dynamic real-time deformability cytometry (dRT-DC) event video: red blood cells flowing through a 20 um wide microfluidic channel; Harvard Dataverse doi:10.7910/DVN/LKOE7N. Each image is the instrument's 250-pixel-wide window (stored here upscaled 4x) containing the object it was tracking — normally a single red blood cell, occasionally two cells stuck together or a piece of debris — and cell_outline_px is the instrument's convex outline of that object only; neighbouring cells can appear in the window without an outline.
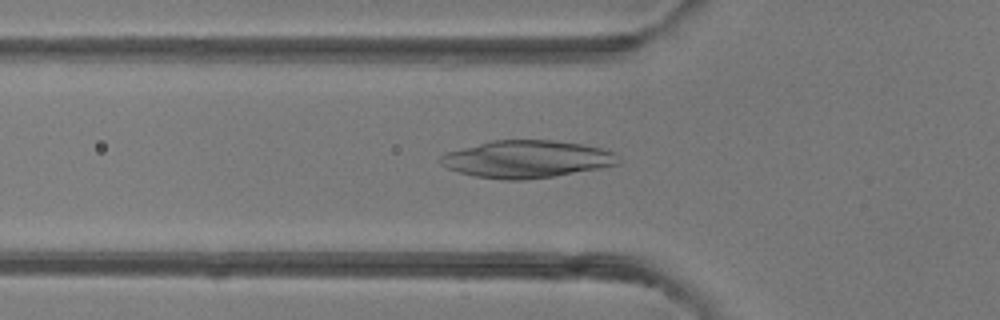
{"species": "common noctule bat (a hibernating species)", "species_latin": "Nyctalus noctula", "temperature_condition": "room temperature", "stored_images_in_passage": 47, "camera_frame_rate_fps": 3000, "um_per_image_px": 0.085, "animal": {"sex": "female"}, "frame": {"image": 1, "passage_image": 17, "time_ms": 5.333, "image_size_px": [1000, 320], "cell_outline_px": [[620, 164], [600, 168], [552, 176], [524, 180], [504, 180], [476, 176], [460, 172], [448, 168], [440, 164], [436, 160], [440, 156], [448, 152], [492, 140], [552, 140], [580, 144], [600, 148], [612, 152], [620, 160]], "centroid_in_image_um": [44.75, 13.53], "position_along_channel_um": 81.1, "area_um2": 38.38}}
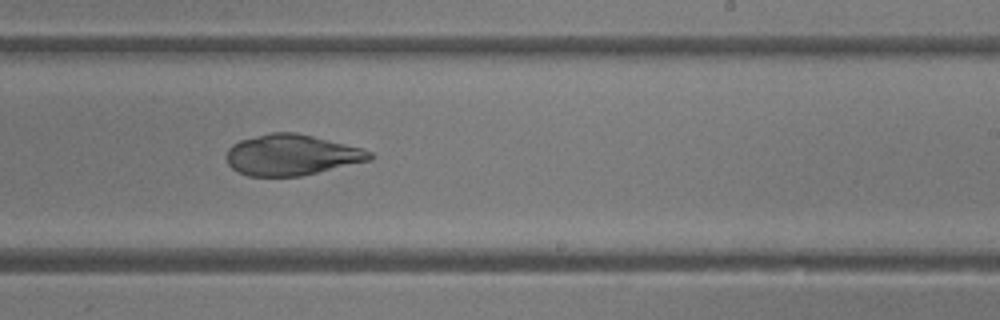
{"frame": {"image": 2, "passage_image": 30, "time_ms": 9.667, "image_size_px": [1000, 320], "cell_outline_px": [[376, 156], [372, 160], [300, 176], [248, 176], [232, 168], [228, 164], [228, 148], [232, 144], [240, 140], [272, 132], [296, 132], [364, 148], [372, 152]], "centroid_in_image_um": [24.84, 13.16], "position_along_channel_um": 264.2, "area_um2": 34.1}}
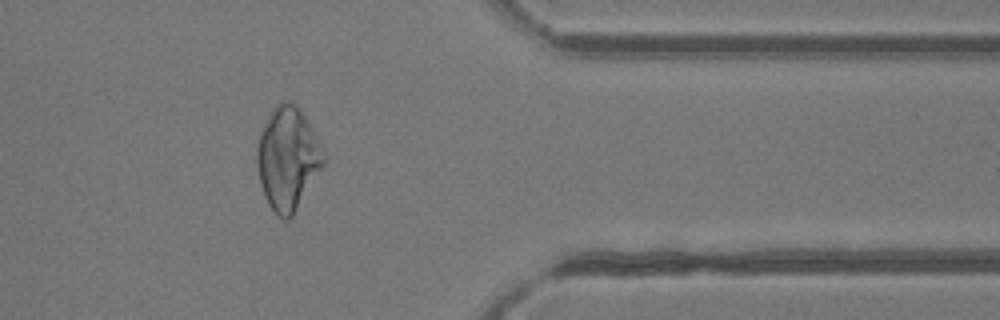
{"frame": {"image": 3, "passage_image": 40, "time_ms": 13.0, "image_size_px": [1000, 320], "cell_outline_px": [[324, 164], [292, 216], [288, 220], [284, 220], [276, 216], [268, 204], [264, 196], [260, 184], [256, 164], [256, 148], [260, 132], [272, 108], [280, 100], [288, 100], [296, 104], [308, 120], [324, 152]], "centroid_in_image_um": [24.42, 13.45], "position_along_channel_um": 387.0, "area_um2": 40.06}}